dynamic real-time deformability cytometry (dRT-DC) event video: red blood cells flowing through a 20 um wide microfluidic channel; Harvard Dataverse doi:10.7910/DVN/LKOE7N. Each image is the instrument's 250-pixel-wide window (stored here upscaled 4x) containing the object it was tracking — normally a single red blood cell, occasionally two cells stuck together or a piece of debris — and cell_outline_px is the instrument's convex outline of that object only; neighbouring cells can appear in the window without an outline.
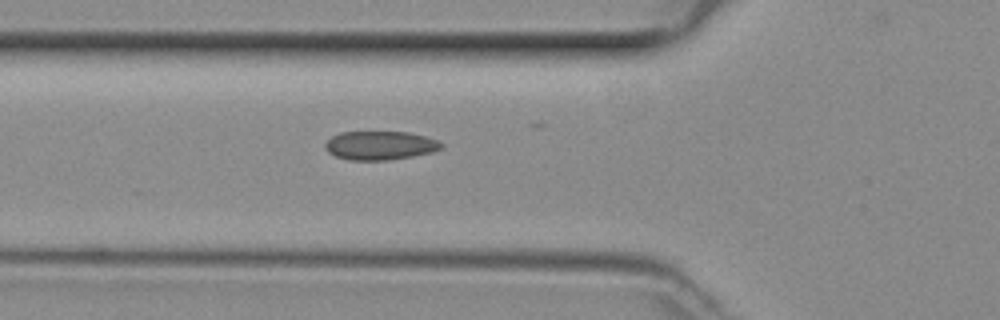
{"species": "common noctule bat (a hibernating species)", "species_latin": "Nyctalus noctula", "temperature_condition": "room temperature", "stored_images_in_passage": 24, "camera_frame_rate_fps": 3000, "um_per_image_px": 0.085, "animal": {"sex": "female", "body_mass_g": 29.2, "forearm_length_mm": 56.3}, "frame": {"image": 1, "passage_image": 2, "time_ms": 0.333, "image_size_px": [1000, 320], "cell_outline_px": [[444, 144], [440, 148], [432, 152], [412, 156], [388, 160], [348, 160], [336, 156], [328, 152], [324, 148], [324, 144], [332, 136], [340, 132], [408, 132], [424, 136], [436, 140]], "centroid_in_image_um": [32.27, 12.36], "position_along_channel_um": 93.5, "area_um2": 19.36}}
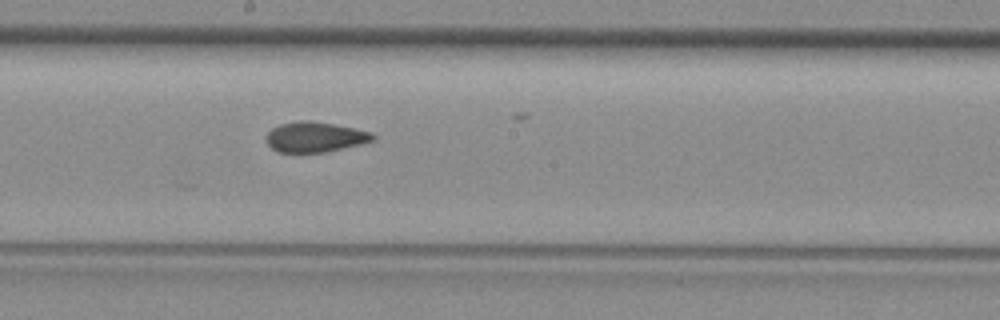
{"frame": {"image": 2, "passage_image": 11, "time_ms": 3.333, "image_size_px": [1000, 320], "cell_outline_px": [[376, 136], [372, 140], [360, 144], [324, 152], [276, 152], [268, 144], [268, 132], [272, 128], [280, 124], [300, 120], [308, 120], [332, 124], [372, 132]], "centroid_in_image_um": [26.76, 11.64], "position_along_channel_um": 221.4, "area_um2": 18.44}}
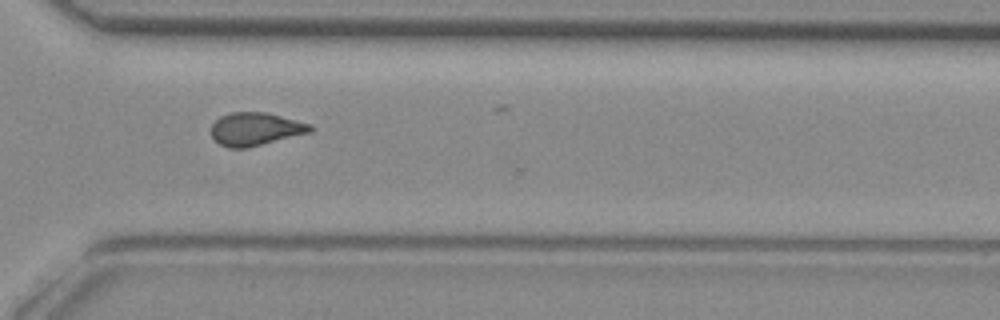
{"frame": {"image": 3, "passage_image": 20, "time_ms": 6.333, "image_size_px": [1000, 320], "cell_outline_px": [[312, 132], [248, 148], [228, 148], [212, 140], [212, 124], [220, 116], [232, 112], [268, 112], [312, 124]], "centroid_in_image_um": [21.72, 10.97], "position_along_channel_um": 348.9, "area_um2": 19.31}}